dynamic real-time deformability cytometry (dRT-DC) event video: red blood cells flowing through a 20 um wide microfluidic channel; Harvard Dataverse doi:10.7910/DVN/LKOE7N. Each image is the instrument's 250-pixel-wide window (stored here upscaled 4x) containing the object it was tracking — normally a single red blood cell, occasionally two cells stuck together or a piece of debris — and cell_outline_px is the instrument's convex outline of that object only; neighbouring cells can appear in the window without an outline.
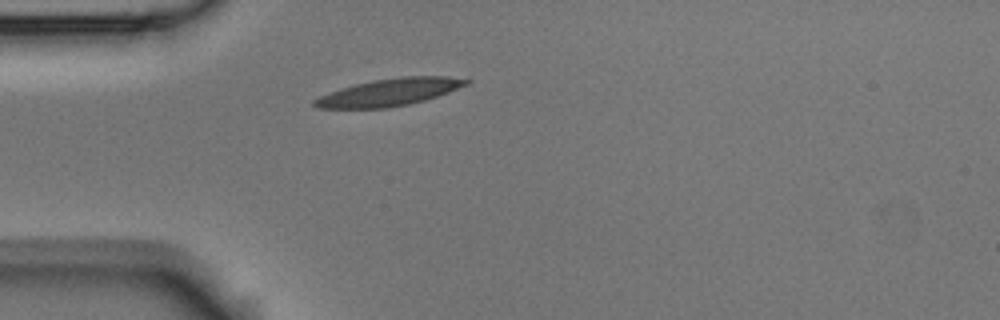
{"species": "Egyptian fruit bat (a non-hibernating species)", "species_latin": "Rousettus aegyptiacus", "temperature_condition": "room temperature", "stored_images_in_passage": 42, "camera_frame_rate_fps": 3000, "um_per_image_px": 0.085, "animal": {"sex": "male"}, "frame": {"image": 1, "passage_image": 1, "time_ms": 0.0, "image_size_px": [1000, 320], "cell_outline_px": [[472, 80], [468, 84], [448, 92], [424, 100], [408, 104], [388, 108], [316, 108], [312, 104], [312, 100], [328, 92], [340, 88], [372, 80], [400, 76], [448, 76]], "centroid_in_image_um": [33.07, 7.83], "position_along_channel_um": 51.9, "area_um2": 24.1}}
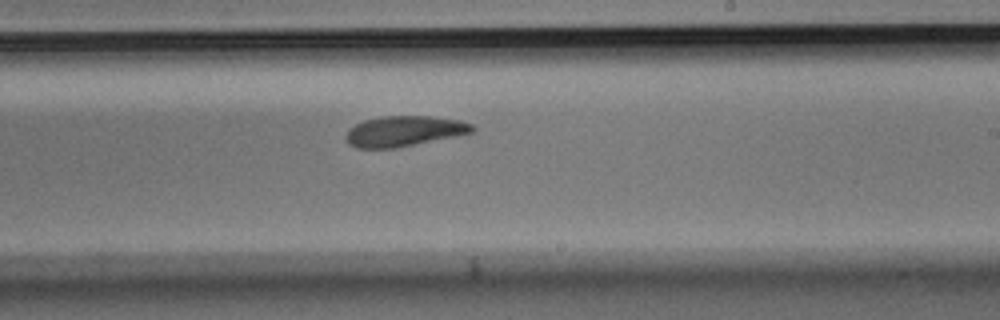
{"frame": {"image": 2, "passage_image": 19, "time_ms": 6.0, "image_size_px": [1000, 320], "cell_outline_px": [[476, 128], [472, 132], [456, 136], [396, 148], [356, 148], [348, 144], [348, 128], [364, 120], [380, 116], [432, 116], [460, 120], [472, 124]], "centroid_in_image_um": [34.37, 11.14], "position_along_channel_um": 254.6, "area_um2": 22.37}}
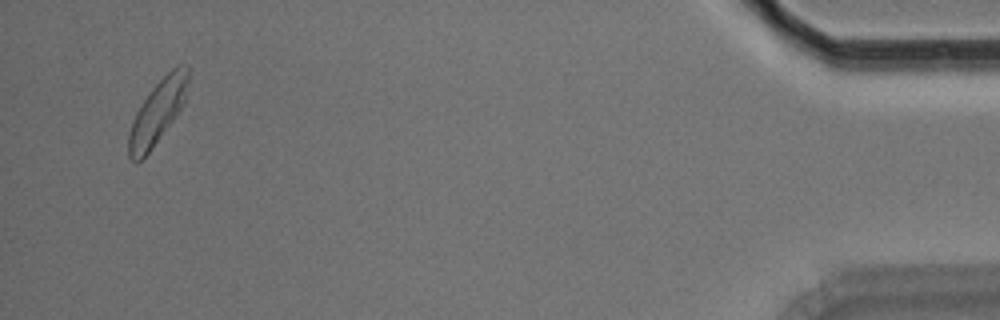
{"frame": {"image": 3, "passage_image": 40, "time_ms": 13.0, "image_size_px": [1000, 320], "cell_outline_px": [[188, 80], [184, 100], [180, 108], [172, 120], [148, 152], [136, 164], [128, 156], [128, 132], [136, 112], [152, 88], [176, 64], [188, 64]], "centroid_in_image_um": [13.37, 9.5], "position_along_channel_um": 421.8, "area_um2": 21.39}, "authors_computed_cell_mechanics": {"area_um2": 22.4553, "velocity_mm_per_s": 3.5219, "shape_relaxation_time_tau1_ms": 6.7627, "shape_relaxation_time_tau2_ms": 3.6841, "deformation_change_tau1": 0.1757, "deformation_change_tau2": 0.1016}}